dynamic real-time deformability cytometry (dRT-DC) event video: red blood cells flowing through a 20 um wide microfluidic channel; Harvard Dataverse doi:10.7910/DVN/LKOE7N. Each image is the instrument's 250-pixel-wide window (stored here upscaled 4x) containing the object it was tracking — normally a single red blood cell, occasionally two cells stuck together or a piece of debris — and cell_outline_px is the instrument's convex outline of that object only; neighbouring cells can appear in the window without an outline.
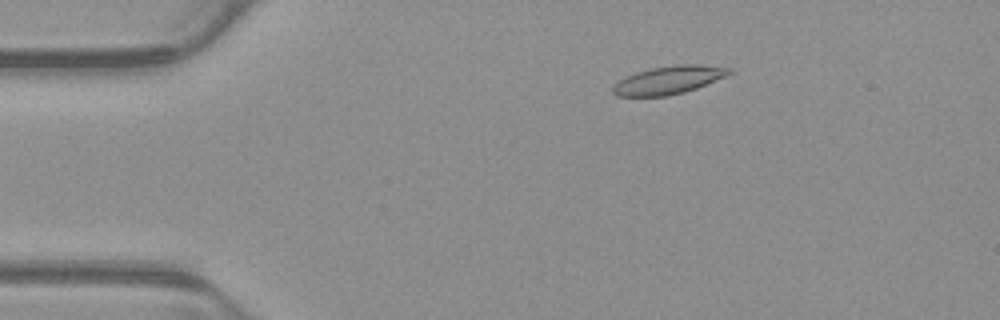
{"species": "common noctule bat (a hibernating species)", "species_latin": "Nyctalus noctula", "temperature_condition": "warm", "stored_images_in_passage": 54, "camera_frame_rate_fps": 3000, "um_per_image_px": 0.085, "animal": {"sex": "male", "body_mass_g": 23.1, "forearm_length_mm": 52.7}, "frame": {"image": 1, "passage_image": 10, "time_ms": 3.0, "image_size_px": [1000, 320], "cell_outline_px": [[732, 72], [724, 76], [696, 88], [684, 92], [668, 96], [616, 96], [612, 92], [612, 88], [620, 80], [636, 72], [648, 68], [676, 64], [700, 64], [732, 68]], "centroid_in_image_um": [56.82, 6.79], "position_along_channel_um": 28.2, "area_um2": 18.9}}
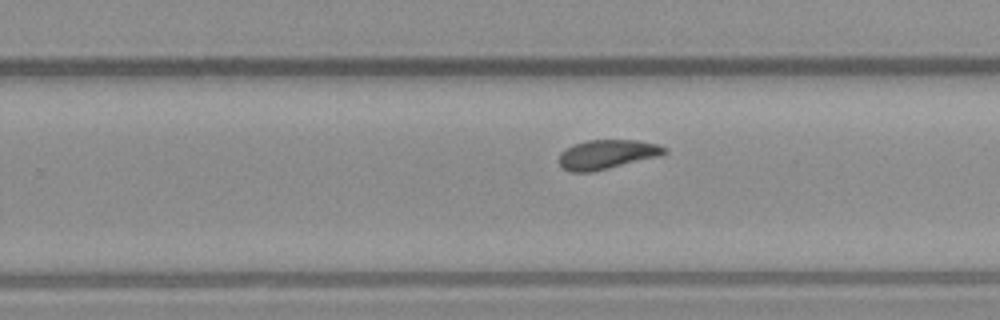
{"frame": {"image": 2, "passage_image": 34, "time_ms": 11.0, "image_size_px": [1000, 320], "cell_outline_px": [[668, 152], [664, 156], [592, 172], [572, 172], [564, 168], [560, 164], [560, 152], [572, 144], [588, 140], [636, 140], [656, 144], [668, 148]], "centroid_in_image_um": [51.66, 13.12], "position_along_channel_um": 278.1, "area_um2": 18.26}}
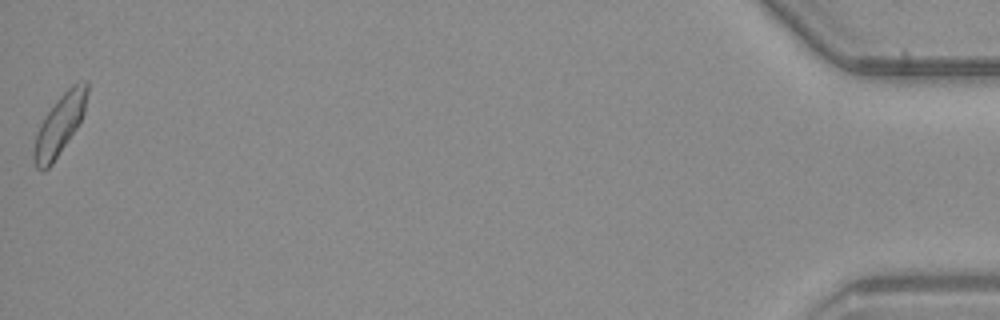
{"frame": {"image": 3, "passage_image": 54, "time_ms": 17.667, "image_size_px": [1000, 320], "cell_outline_px": [[88, 92], [84, 112], [76, 128], [52, 164], [44, 172], [40, 172], [36, 168], [32, 156], [32, 152], [36, 132], [44, 116], [56, 100], [72, 84], [84, 80], [88, 80]], "centroid_in_image_um": [5.03, 10.62], "position_along_channel_um": 430.2, "area_um2": 18.79}, "authors_computed_cell_mechanics": {"area_um2": 18.3226, "velocity_mm_per_s": 3.8579, "shape_relaxation_time_tau1_ms": 5.8318, "shape_relaxation_time_tau2_ms": 2.6369, "deformation_change_tau1": 0.1472, "deformation_change_tau2": 0.0613}}